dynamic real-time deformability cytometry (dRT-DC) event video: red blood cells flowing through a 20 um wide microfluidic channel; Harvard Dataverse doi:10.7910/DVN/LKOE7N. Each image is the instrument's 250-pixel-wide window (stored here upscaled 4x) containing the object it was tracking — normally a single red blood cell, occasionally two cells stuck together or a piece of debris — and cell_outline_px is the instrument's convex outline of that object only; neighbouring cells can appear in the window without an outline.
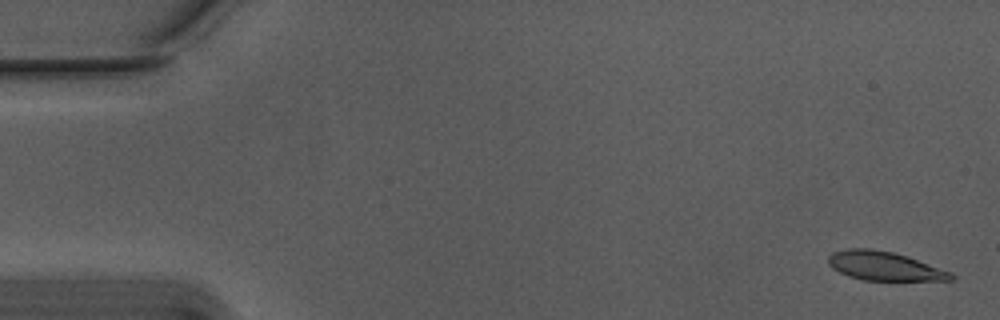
{"species": "Egyptian fruit bat (a non-hibernating species)", "species_latin": "Rousettus aegyptiacus", "temperature_condition": "warm", "stored_images_in_passage": 47, "camera_frame_rate_fps": 3000, "um_per_image_px": 0.085, "animal": {"sex": "male"}, "frame": {"image": 1, "passage_image": 2, "time_ms": 0.333, "image_size_px": [1000, 320], "cell_outline_px": [[956, 276], [952, 280], [864, 280], [848, 276], [832, 268], [828, 264], [828, 256], [832, 252], [848, 248], [868, 248], [892, 252], [908, 256], [952, 272]], "centroid_in_image_um": [75.17, 22.61], "position_along_channel_um": 9.8, "area_um2": 20.69}}
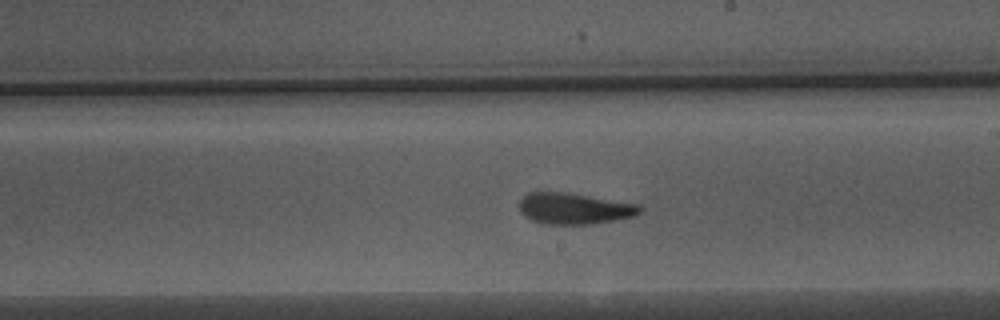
{"frame": {"image": 2, "passage_image": 32, "time_ms": 10.333, "image_size_px": [1000, 320], "cell_outline_px": [[644, 208], [636, 216], [588, 224], [548, 224], [532, 220], [520, 208], [520, 200], [528, 192], [564, 192], [640, 204]], "centroid_in_image_um": [48.87, 17.71], "position_along_channel_um": 240.1, "area_um2": 21.56}}
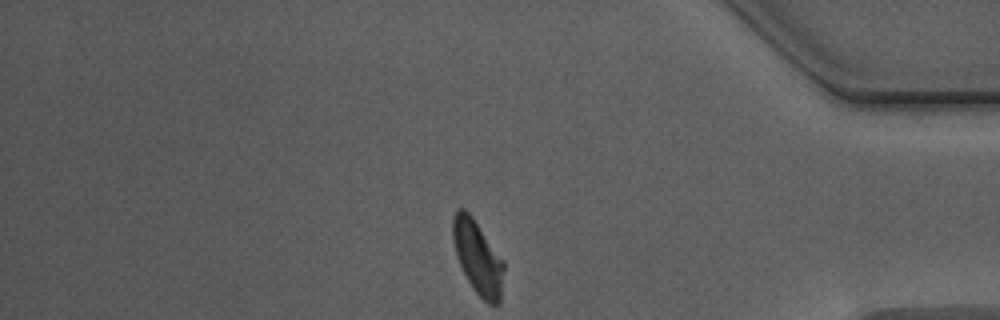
{"frame": {"image": 3, "passage_image": 47, "time_ms": 15.333, "image_size_px": [1000, 320], "cell_outline_px": [[504, 268], [500, 304], [488, 304], [472, 288], [456, 256], [452, 240], [452, 216], [456, 208], [464, 208], [472, 216], [504, 260]], "centroid_in_image_um": [40.6, 21.85], "position_along_channel_um": 394.6, "area_um2": 22.02}, "authors_computed_cell_mechanics": {"area_um2": 22.0218, "velocity_mm_per_s": 3.7135, "shape_relaxation_time_tau1_ms": 5.1406, "shape_relaxation_time_tau2_ms": 2.1143, "deformation_change_tau1": 0.1613, "deformation_change_tau2": 0.1025}}